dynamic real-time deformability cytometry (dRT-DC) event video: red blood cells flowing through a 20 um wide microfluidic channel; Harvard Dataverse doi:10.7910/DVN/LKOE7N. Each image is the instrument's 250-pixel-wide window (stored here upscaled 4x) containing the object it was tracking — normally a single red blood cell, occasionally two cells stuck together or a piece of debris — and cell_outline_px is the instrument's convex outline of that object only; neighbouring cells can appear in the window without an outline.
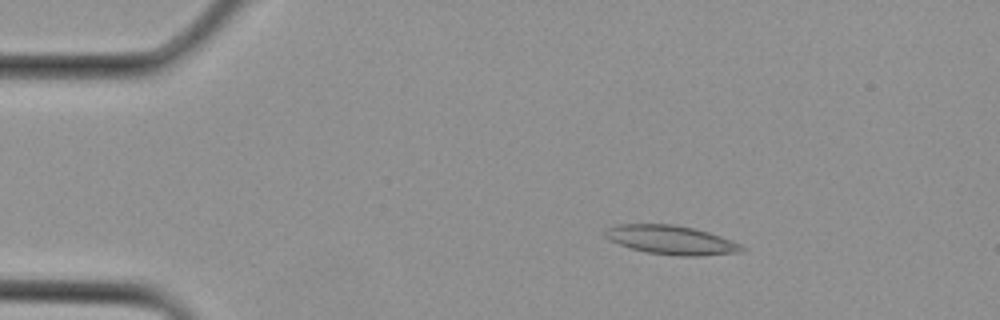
{"species": "Egyptian fruit bat (a non-hibernating species)", "species_latin": "Rousettus aegyptiacus", "temperature_condition": "cold", "stored_images_in_passage": 3, "camera_frame_rate_fps": 3000, "um_per_image_px": 0.085, "animal": {"sex": "female"}, "frame": {"image": 1, "passage_image": 1, "time_ms": 0.0, "image_size_px": [1000, 320], "cell_outline_px": [[744, 248], [740, 252], [700, 256], [680, 256], [644, 252], [620, 244], [604, 236], [604, 232], [608, 228], [616, 224], [672, 224], [692, 228], [708, 232], [720, 236], [740, 244]], "centroid_in_image_um": [57.03, 20.4], "position_along_channel_um": 28.0, "area_um2": 22.77}}